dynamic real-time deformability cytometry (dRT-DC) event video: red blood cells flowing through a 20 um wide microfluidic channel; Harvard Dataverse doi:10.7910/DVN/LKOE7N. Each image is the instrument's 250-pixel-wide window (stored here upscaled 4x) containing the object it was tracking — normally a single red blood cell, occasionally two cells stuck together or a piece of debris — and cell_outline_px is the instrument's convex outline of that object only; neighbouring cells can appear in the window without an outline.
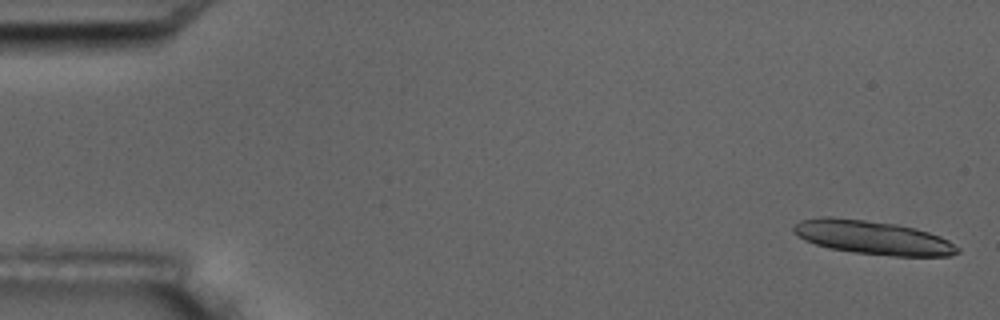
{"species": "common noctule bat (a hibernating species)", "species_latin": "Nyctalus noctula", "temperature_condition": "room temperature", "stored_images_in_passage": 5, "camera_frame_rate_fps": 3000, "um_per_image_px": 0.085, "animal": {"sex": "male", "body_mass_g": 17.5, "forearm_length_mm": 52.3}, "frame": {"image": 1, "passage_image": 1, "time_ms": 0.0, "image_size_px": [1000, 320], "cell_outline_px": [[960, 252], [952, 256], [892, 256], [852, 252], [828, 248], [804, 240], [792, 232], [792, 228], [800, 220], [820, 216], [832, 216], [896, 224], [916, 228], [940, 236], [948, 240], [960, 248]], "centroid_in_image_um": [74.17, 20.19], "position_along_channel_um": 10.8, "area_um2": 32.48}}
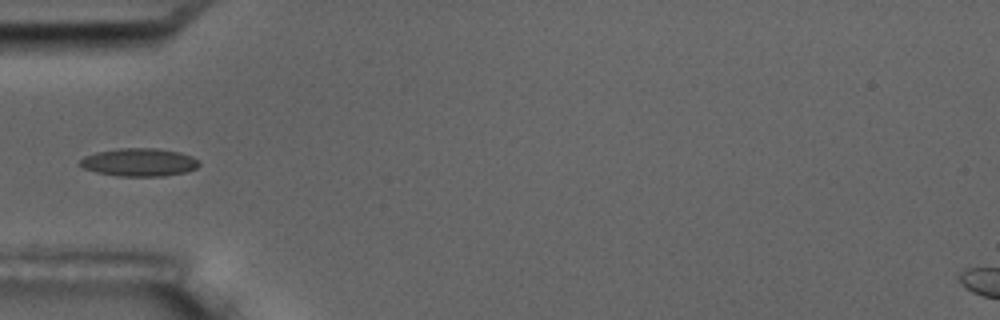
{"frame": {"image": 2, "passage_image": 5, "time_ms": 5.667, "image_size_px": [1000, 320], "cell_outline_px": [[200, 164], [196, 168], [188, 172], [164, 176], [116, 176], [96, 172], [84, 168], [80, 164], [80, 160], [84, 156], [96, 152], [120, 148], [156, 148], [180, 152], [192, 156]], "centroid_in_image_um": [11.84, 13.79], "position_along_channel_um": 73.2, "area_um2": 19.48}}